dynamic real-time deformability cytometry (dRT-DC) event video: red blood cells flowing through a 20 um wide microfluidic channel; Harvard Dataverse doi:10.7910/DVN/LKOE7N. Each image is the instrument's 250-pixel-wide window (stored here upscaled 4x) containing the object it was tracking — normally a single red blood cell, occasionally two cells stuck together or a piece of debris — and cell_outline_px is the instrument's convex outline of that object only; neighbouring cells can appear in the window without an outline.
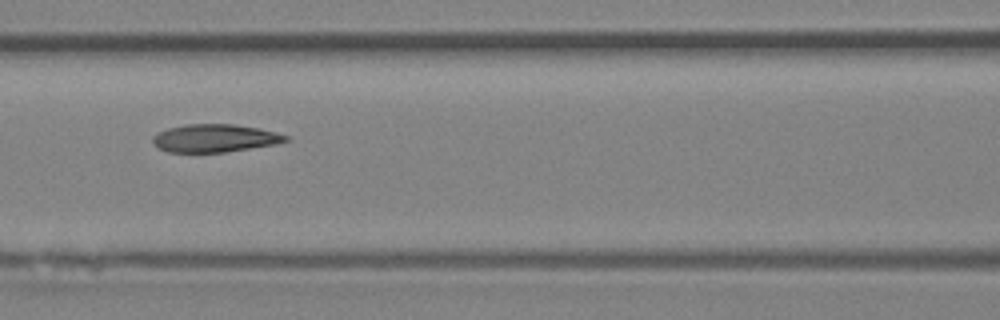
{"species": "Egyptian fruit bat (a non-hibernating species)", "species_latin": "Rousettus aegyptiacus", "temperature_condition": "room temperature", "stored_images_in_passage": 7, "camera_frame_rate_fps": 3000, "um_per_image_px": 0.085, "animal": {"sex": "female"}, "frame": {"image": 1, "passage_image": 7, "time_ms": 7.667, "image_size_px": [1000, 320], "cell_outline_px": [[292, 140], [276, 144], [224, 152], [168, 152], [160, 148], [152, 140], [152, 136], [168, 128], [188, 124], [232, 124], [256, 128], [276, 132], [288, 136]], "centroid_in_image_um": [18.29, 11.74], "position_along_channel_um": 148.3, "area_um2": 21.39}}